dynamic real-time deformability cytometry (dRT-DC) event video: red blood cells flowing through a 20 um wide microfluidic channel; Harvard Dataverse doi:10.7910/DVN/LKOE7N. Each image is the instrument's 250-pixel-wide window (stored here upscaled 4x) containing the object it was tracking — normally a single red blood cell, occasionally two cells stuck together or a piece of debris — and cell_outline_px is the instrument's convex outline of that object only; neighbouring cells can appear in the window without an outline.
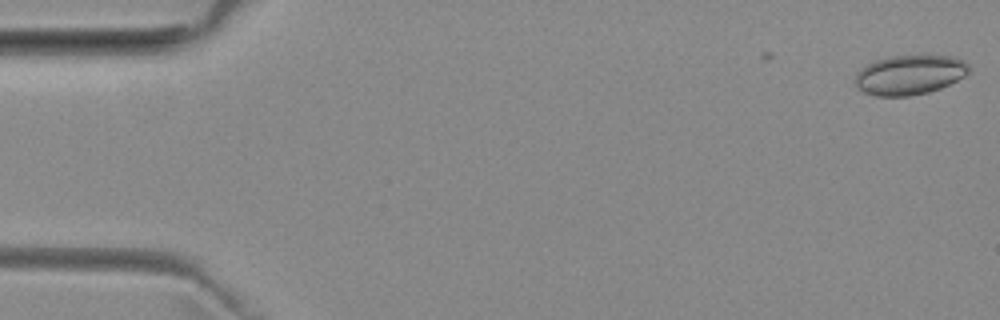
{"species": "common noctule bat (a hibernating species)", "species_latin": "Nyctalus noctula", "temperature_condition": "room temperature", "stored_images_in_passage": 2, "camera_frame_rate_fps": 3000, "um_per_image_px": 0.085, "animal": {"sex": "female", "body_mass_g": 29.2, "forearm_length_mm": 56.3}, "frame": {"image": 1, "passage_image": 2, "time_ms": 0.333, "image_size_px": [1000, 320], "cell_outline_px": [[972, 68], [964, 76], [940, 88], [928, 92], [908, 96], [876, 96], [864, 92], [852, 80], [856, 72], [860, 68], [876, 60], [888, 56], [920, 52], [928, 52], [952, 56], [964, 60]], "centroid_in_image_um": [77.33, 6.29], "position_along_channel_um": 7.7, "area_um2": 27.34}}